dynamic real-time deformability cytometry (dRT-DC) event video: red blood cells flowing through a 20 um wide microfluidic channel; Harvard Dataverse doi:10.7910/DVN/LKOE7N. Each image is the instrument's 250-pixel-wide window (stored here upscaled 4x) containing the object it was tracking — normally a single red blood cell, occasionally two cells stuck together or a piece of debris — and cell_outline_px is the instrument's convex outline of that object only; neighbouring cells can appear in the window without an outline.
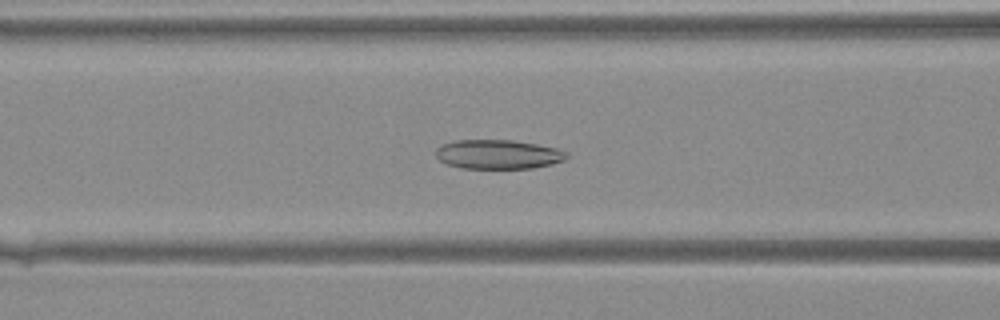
{"species": "Egyptian fruit bat (a non-hibernating species)", "species_latin": "Rousettus aegyptiacus", "temperature_condition": "warm", "stored_images_in_passage": 42, "camera_frame_rate_fps": 3000, "um_per_image_px": 0.085, "animal": {"sex": "female"}, "frame": {"image": 1, "passage_image": 18, "time_ms": 5.667, "image_size_px": [1000, 320], "cell_outline_px": [[568, 156], [564, 160], [552, 164], [532, 168], [460, 168], [448, 164], [440, 160], [436, 156], [436, 148], [444, 144], [456, 140], [512, 140], [536, 144], [556, 148], [568, 152]], "centroid_in_image_um": [42.35, 13.12], "position_along_channel_um": 124.2, "area_um2": 22.2}}
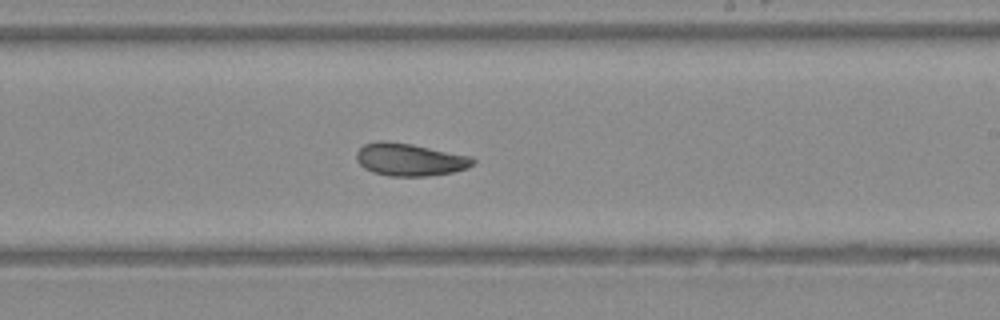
{"frame": {"image": 2, "passage_image": 26, "time_ms": 8.333, "image_size_px": [1000, 320], "cell_outline_px": [[476, 164], [468, 168], [452, 172], [428, 176], [388, 176], [372, 172], [364, 168], [356, 160], [356, 152], [364, 144], [380, 140], [388, 140], [412, 144], [472, 156], [476, 160]], "centroid_in_image_um": [34.84, 13.56], "position_along_channel_um": 254.2, "area_um2": 22.43}}
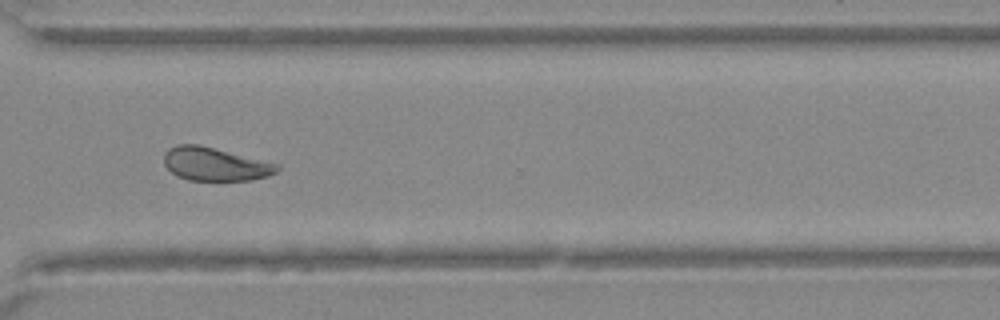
{"frame": {"image": 3, "passage_image": 32, "time_ms": 10.333, "image_size_px": [1000, 320], "cell_outline_px": [[280, 168], [276, 172], [268, 176], [252, 180], [188, 180], [176, 176], [164, 164], [164, 152], [168, 148], [176, 144], [196, 144], [276, 164]], "centroid_in_image_um": [18.21, 13.96], "position_along_channel_um": 352.4, "area_um2": 21.56}}